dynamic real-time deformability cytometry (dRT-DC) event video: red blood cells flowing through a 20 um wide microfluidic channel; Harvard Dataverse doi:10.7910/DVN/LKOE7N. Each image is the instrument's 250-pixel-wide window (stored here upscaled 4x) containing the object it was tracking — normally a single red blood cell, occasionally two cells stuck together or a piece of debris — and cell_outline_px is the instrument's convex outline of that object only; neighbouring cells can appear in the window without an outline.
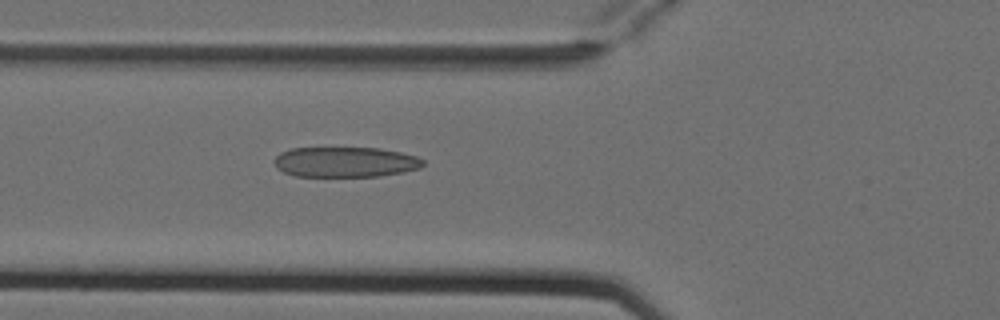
{"species": "Egyptian fruit bat (a non-hibernating species)", "species_latin": "Rousettus aegyptiacus", "temperature_condition": "cold", "stored_images_in_passage": 6, "camera_frame_rate_fps": 3000, "um_per_image_px": 0.085, "animal": {"sex": "female"}, "frame": {"image": 1, "passage_image": 6, "time_ms": 1.667, "image_size_px": [1000, 320], "cell_outline_px": [[424, 164], [420, 168], [404, 172], [380, 176], [296, 176], [284, 172], [276, 168], [272, 160], [280, 152], [292, 148], [380, 148], [400, 152], [416, 156], [424, 160]], "centroid_in_image_um": [29.34, 13.77], "position_along_channel_um": 96.5, "area_um2": 26.36}}